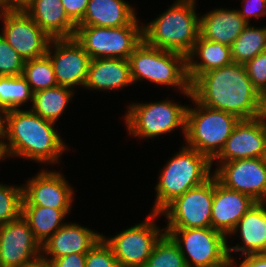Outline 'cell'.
<instances>
[{
	"label": "cell",
	"mask_w": 266,
	"mask_h": 267,
	"mask_svg": "<svg viewBox=\"0 0 266 267\" xmlns=\"http://www.w3.org/2000/svg\"><path fill=\"white\" fill-rule=\"evenodd\" d=\"M230 47L233 62L245 65L266 51V26L256 28L247 24Z\"/></svg>",
	"instance_id": "83f0119b"
},
{
	"label": "cell",
	"mask_w": 266,
	"mask_h": 267,
	"mask_svg": "<svg viewBox=\"0 0 266 267\" xmlns=\"http://www.w3.org/2000/svg\"><path fill=\"white\" fill-rule=\"evenodd\" d=\"M22 200L23 186L0 184V225L21 216Z\"/></svg>",
	"instance_id": "1f68e13d"
},
{
	"label": "cell",
	"mask_w": 266,
	"mask_h": 267,
	"mask_svg": "<svg viewBox=\"0 0 266 267\" xmlns=\"http://www.w3.org/2000/svg\"><path fill=\"white\" fill-rule=\"evenodd\" d=\"M68 17L77 25L84 17L89 0H61Z\"/></svg>",
	"instance_id": "8d00e7d4"
},
{
	"label": "cell",
	"mask_w": 266,
	"mask_h": 267,
	"mask_svg": "<svg viewBox=\"0 0 266 267\" xmlns=\"http://www.w3.org/2000/svg\"><path fill=\"white\" fill-rule=\"evenodd\" d=\"M54 126L55 123L41 118L31 109L6 111L2 136L6 157L57 164L68 146Z\"/></svg>",
	"instance_id": "7a4b0ae2"
},
{
	"label": "cell",
	"mask_w": 266,
	"mask_h": 267,
	"mask_svg": "<svg viewBox=\"0 0 266 267\" xmlns=\"http://www.w3.org/2000/svg\"><path fill=\"white\" fill-rule=\"evenodd\" d=\"M25 60L0 34V76H20Z\"/></svg>",
	"instance_id": "d6a6232c"
},
{
	"label": "cell",
	"mask_w": 266,
	"mask_h": 267,
	"mask_svg": "<svg viewBox=\"0 0 266 267\" xmlns=\"http://www.w3.org/2000/svg\"><path fill=\"white\" fill-rule=\"evenodd\" d=\"M5 112L1 107H0V137L3 136L4 133V123H5Z\"/></svg>",
	"instance_id": "b9f144b4"
},
{
	"label": "cell",
	"mask_w": 266,
	"mask_h": 267,
	"mask_svg": "<svg viewBox=\"0 0 266 267\" xmlns=\"http://www.w3.org/2000/svg\"><path fill=\"white\" fill-rule=\"evenodd\" d=\"M161 214L151 212L139 224L123 230L113 237L102 236L111 247L120 267H144L155 244L165 234L155 224Z\"/></svg>",
	"instance_id": "30bf717a"
},
{
	"label": "cell",
	"mask_w": 266,
	"mask_h": 267,
	"mask_svg": "<svg viewBox=\"0 0 266 267\" xmlns=\"http://www.w3.org/2000/svg\"><path fill=\"white\" fill-rule=\"evenodd\" d=\"M248 23L236 9L217 8L200 16V35L231 46Z\"/></svg>",
	"instance_id": "603a6c76"
},
{
	"label": "cell",
	"mask_w": 266,
	"mask_h": 267,
	"mask_svg": "<svg viewBox=\"0 0 266 267\" xmlns=\"http://www.w3.org/2000/svg\"><path fill=\"white\" fill-rule=\"evenodd\" d=\"M220 267H231V265L228 262H226L224 265H222Z\"/></svg>",
	"instance_id": "ee69618b"
},
{
	"label": "cell",
	"mask_w": 266,
	"mask_h": 267,
	"mask_svg": "<svg viewBox=\"0 0 266 267\" xmlns=\"http://www.w3.org/2000/svg\"><path fill=\"white\" fill-rule=\"evenodd\" d=\"M187 107L168 99L153 103H132L124 116L127 131L134 137L149 139L180 127L185 136Z\"/></svg>",
	"instance_id": "ba28073f"
},
{
	"label": "cell",
	"mask_w": 266,
	"mask_h": 267,
	"mask_svg": "<svg viewBox=\"0 0 266 267\" xmlns=\"http://www.w3.org/2000/svg\"><path fill=\"white\" fill-rule=\"evenodd\" d=\"M129 63L133 83L145 79L179 88L184 96L192 97L186 55L150 46L143 40L130 55Z\"/></svg>",
	"instance_id": "5b68a950"
},
{
	"label": "cell",
	"mask_w": 266,
	"mask_h": 267,
	"mask_svg": "<svg viewBox=\"0 0 266 267\" xmlns=\"http://www.w3.org/2000/svg\"><path fill=\"white\" fill-rule=\"evenodd\" d=\"M32 0H1L2 10H24Z\"/></svg>",
	"instance_id": "ab89813d"
},
{
	"label": "cell",
	"mask_w": 266,
	"mask_h": 267,
	"mask_svg": "<svg viewBox=\"0 0 266 267\" xmlns=\"http://www.w3.org/2000/svg\"><path fill=\"white\" fill-rule=\"evenodd\" d=\"M239 231V232H238ZM240 234L243 244L230 247L227 245L228 256L232 252H241L242 257L248 254L266 253V210L265 205L257 202L238 221L231 235Z\"/></svg>",
	"instance_id": "44dd1931"
},
{
	"label": "cell",
	"mask_w": 266,
	"mask_h": 267,
	"mask_svg": "<svg viewBox=\"0 0 266 267\" xmlns=\"http://www.w3.org/2000/svg\"><path fill=\"white\" fill-rule=\"evenodd\" d=\"M198 60H195V57ZM197 61V62H196ZM231 47L209 41L199 35L193 49L187 55V73L190 83L199 75L232 63Z\"/></svg>",
	"instance_id": "cb8c5ba5"
},
{
	"label": "cell",
	"mask_w": 266,
	"mask_h": 267,
	"mask_svg": "<svg viewBox=\"0 0 266 267\" xmlns=\"http://www.w3.org/2000/svg\"><path fill=\"white\" fill-rule=\"evenodd\" d=\"M195 2H173L156 19L143 25V40L150 46L187 56L200 35V16L195 12Z\"/></svg>",
	"instance_id": "3957f363"
},
{
	"label": "cell",
	"mask_w": 266,
	"mask_h": 267,
	"mask_svg": "<svg viewBox=\"0 0 266 267\" xmlns=\"http://www.w3.org/2000/svg\"><path fill=\"white\" fill-rule=\"evenodd\" d=\"M137 17L126 26H77L74 38L83 46L91 59H129L143 41V25Z\"/></svg>",
	"instance_id": "52a82bcc"
},
{
	"label": "cell",
	"mask_w": 266,
	"mask_h": 267,
	"mask_svg": "<svg viewBox=\"0 0 266 267\" xmlns=\"http://www.w3.org/2000/svg\"><path fill=\"white\" fill-rule=\"evenodd\" d=\"M190 99L196 107H187L185 144L213 160L241 119L225 111L202 105L193 97Z\"/></svg>",
	"instance_id": "8992f818"
},
{
	"label": "cell",
	"mask_w": 266,
	"mask_h": 267,
	"mask_svg": "<svg viewBox=\"0 0 266 267\" xmlns=\"http://www.w3.org/2000/svg\"><path fill=\"white\" fill-rule=\"evenodd\" d=\"M41 171V172H40ZM23 186L22 206H42L57 210H71L73 188L57 171L40 170Z\"/></svg>",
	"instance_id": "9a60e30c"
},
{
	"label": "cell",
	"mask_w": 266,
	"mask_h": 267,
	"mask_svg": "<svg viewBox=\"0 0 266 267\" xmlns=\"http://www.w3.org/2000/svg\"><path fill=\"white\" fill-rule=\"evenodd\" d=\"M164 230L179 246L187 267H220L228 260L227 237L211 227Z\"/></svg>",
	"instance_id": "9c48e42d"
},
{
	"label": "cell",
	"mask_w": 266,
	"mask_h": 267,
	"mask_svg": "<svg viewBox=\"0 0 266 267\" xmlns=\"http://www.w3.org/2000/svg\"><path fill=\"white\" fill-rule=\"evenodd\" d=\"M263 101H264V104H265V107H266V93L263 95Z\"/></svg>",
	"instance_id": "f6af8a7d"
},
{
	"label": "cell",
	"mask_w": 266,
	"mask_h": 267,
	"mask_svg": "<svg viewBox=\"0 0 266 267\" xmlns=\"http://www.w3.org/2000/svg\"><path fill=\"white\" fill-rule=\"evenodd\" d=\"M245 259L238 265V267H266V253H255L244 255ZM227 262L231 267H235L233 256H228ZM235 265V266H234Z\"/></svg>",
	"instance_id": "f35d334b"
},
{
	"label": "cell",
	"mask_w": 266,
	"mask_h": 267,
	"mask_svg": "<svg viewBox=\"0 0 266 267\" xmlns=\"http://www.w3.org/2000/svg\"><path fill=\"white\" fill-rule=\"evenodd\" d=\"M132 83L129 59L97 58L90 61L84 88L115 91Z\"/></svg>",
	"instance_id": "7402d4cb"
},
{
	"label": "cell",
	"mask_w": 266,
	"mask_h": 267,
	"mask_svg": "<svg viewBox=\"0 0 266 267\" xmlns=\"http://www.w3.org/2000/svg\"><path fill=\"white\" fill-rule=\"evenodd\" d=\"M245 67L253 86L263 96L266 93V51L248 61Z\"/></svg>",
	"instance_id": "e575fe53"
},
{
	"label": "cell",
	"mask_w": 266,
	"mask_h": 267,
	"mask_svg": "<svg viewBox=\"0 0 266 267\" xmlns=\"http://www.w3.org/2000/svg\"><path fill=\"white\" fill-rule=\"evenodd\" d=\"M50 260L53 267H85L86 254L74 253Z\"/></svg>",
	"instance_id": "74e56055"
},
{
	"label": "cell",
	"mask_w": 266,
	"mask_h": 267,
	"mask_svg": "<svg viewBox=\"0 0 266 267\" xmlns=\"http://www.w3.org/2000/svg\"><path fill=\"white\" fill-rule=\"evenodd\" d=\"M41 254L42 244L22 216L0 225L1 267H22Z\"/></svg>",
	"instance_id": "2e32d148"
},
{
	"label": "cell",
	"mask_w": 266,
	"mask_h": 267,
	"mask_svg": "<svg viewBox=\"0 0 266 267\" xmlns=\"http://www.w3.org/2000/svg\"><path fill=\"white\" fill-rule=\"evenodd\" d=\"M242 3L243 8L238 12L248 24L252 16L257 19L266 15V0H242Z\"/></svg>",
	"instance_id": "d590c367"
},
{
	"label": "cell",
	"mask_w": 266,
	"mask_h": 267,
	"mask_svg": "<svg viewBox=\"0 0 266 267\" xmlns=\"http://www.w3.org/2000/svg\"><path fill=\"white\" fill-rule=\"evenodd\" d=\"M74 90L57 85L33 93L31 110L41 118L56 123L74 95Z\"/></svg>",
	"instance_id": "4316f807"
},
{
	"label": "cell",
	"mask_w": 266,
	"mask_h": 267,
	"mask_svg": "<svg viewBox=\"0 0 266 267\" xmlns=\"http://www.w3.org/2000/svg\"><path fill=\"white\" fill-rule=\"evenodd\" d=\"M136 18L135 8L124 0H89L77 26L121 27Z\"/></svg>",
	"instance_id": "d4e9b609"
},
{
	"label": "cell",
	"mask_w": 266,
	"mask_h": 267,
	"mask_svg": "<svg viewBox=\"0 0 266 267\" xmlns=\"http://www.w3.org/2000/svg\"><path fill=\"white\" fill-rule=\"evenodd\" d=\"M102 236L77 223H65L42 243V255L55 259L74 253L86 254Z\"/></svg>",
	"instance_id": "d6986e66"
},
{
	"label": "cell",
	"mask_w": 266,
	"mask_h": 267,
	"mask_svg": "<svg viewBox=\"0 0 266 267\" xmlns=\"http://www.w3.org/2000/svg\"><path fill=\"white\" fill-rule=\"evenodd\" d=\"M85 267H120L111 247L101 238L87 253Z\"/></svg>",
	"instance_id": "836d02e7"
},
{
	"label": "cell",
	"mask_w": 266,
	"mask_h": 267,
	"mask_svg": "<svg viewBox=\"0 0 266 267\" xmlns=\"http://www.w3.org/2000/svg\"><path fill=\"white\" fill-rule=\"evenodd\" d=\"M256 203L250 196L225 187L214 176L211 228L228 237L242 216Z\"/></svg>",
	"instance_id": "ac0fdd59"
},
{
	"label": "cell",
	"mask_w": 266,
	"mask_h": 267,
	"mask_svg": "<svg viewBox=\"0 0 266 267\" xmlns=\"http://www.w3.org/2000/svg\"><path fill=\"white\" fill-rule=\"evenodd\" d=\"M0 18L3 20L0 34L25 61L47 54L52 39L24 10L0 9Z\"/></svg>",
	"instance_id": "7c38bea8"
},
{
	"label": "cell",
	"mask_w": 266,
	"mask_h": 267,
	"mask_svg": "<svg viewBox=\"0 0 266 267\" xmlns=\"http://www.w3.org/2000/svg\"><path fill=\"white\" fill-rule=\"evenodd\" d=\"M144 267H187L179 246L164 234L155 244Z\"/></svg>",
	"instance_id": "4dcf8cb0"
},
{
	"label": "cell",
	"mask_w": 266,
	"mask_h": 267,
	"mask_svg": "<svg viewBox=\"0 0 266 267\" xmlns=\"http://www.w3.org/2000/svg\"><path fill=\"white\" fill-rule=\"evenodd\" d=\"M191 94L200 104L241 120L266 114L263 96L253 86L244 64L232 62L199 75L191 83Z\"/></svg>",
	"instance_id": "6da1fadb"
},
{
	"label": "cell",
	"mask_w": 266,
	"mask_h": 267,
	"mask_svg": "<svg viewBox=\"0 0 266 267\" xmlns=\"http://www.w3.org/2000/svg\"><path fill=\"white\" fill-rule=\"evenodd\" d=\"M246 158H266V114L240 120L212 161L223 163Z\"/></svg>",
	"instance_id": "e0dca14e"
},
{
	"label": "cell",
	"mask_w": 266,
	"mask_h": 267,
	"mask_svg": "<svg viewBox=\"0 0 266 267\" xmlns=\"http://www.w3.org/2000/svg\"><path fill=\"white\" fill-rule=\"evenodd\" d=\"M22 267H53L52 261L42 254L33 260L27 262Z\"/></svg>",
	"instance_id": "60d3db41"
},
{
	"label": "cell",
	"mask_w": 266,
	"mask_h": 267,
	"mask_svg": "<svg viewBox=\"0 0 266 267\" xmlns=\"http://www.w3.org/2000/svg\"><path fill=\"white\" fill-rule=\"evenodd\" d=\"M47 55L51 60L58 85L72 89L76 86L84 88L91 58L74 37L52 39Z\"/></svg>",
	"instance_id": "5bb4252c"
},
{
	"label": "cell",
	"mask_w": 266,
	"mask_h": 267,
	"mask_svg": "<svg viewBox=\"0 0 266 267\" xmlns=\"http://www.w3.org/2000/svg\"><path fill=\"white\" fill-rule=\"evenodd\" d=\"M24 11L51 38H73L77 25L68 17L61 0H32Z\"/></svg>",
	"instance_id": "ffe728a7"
},
{
	"label": "cell",
	"mask_w": 266,
	"mask_h": 267,
	"mask_svg": "<svg viewBox=\"0 0 266 267\" xmlns=\"http://www.w3.org/2000/svg\"><path fill=\"white\" fill-rule=\"evenodd\" d=\"M263 205H265V210H266V200L261 202Z\"/></svg>",
	"instance_id": "bcb514c9"
},
{
	"label": "cell",
	"mask_w": 266,
	"mask_h": 267,
	"mask_svg": "<svg viewBox=\"0 0 266 267\" xmlns=\"http://www.w3.org/2000/svg\"><path fill=\"white\" fill-rule=\"evenodd\" d=\"M218 164L213 175L222 185L246 194L256 202L266 200V158H246Z\"/></svg>",
	"instance_id": "4fadbf2b"
},
{
	"label": "cell",
	"mask_w": 266,
	"mask_h": 267,
	"mask_svg": "<svg viewBox=\"0 0 266 267\" xmlns=\"http://www.w3.org/2000/svg\"><path fill=\"white\" fill-rule=\"evenodd\" d=\"M71 210H57L42 206H22L21 216L28 222L35 237L42 244L65 223Z\"/></svg>",
	"instance_id": "484cf974"
},
{
	"label": "cell",
	"mask_w": 266,
	"mask_h": 267,
	"mask_svg": "<svg viewBox=\"0 0 266 267\" xmlns=\"http://www.w3.org/2000/svg\"><path fill=\"white\" fill-rule=\"evenodd\" d=\"M213 161L205 154L188 146H182L162 169L155 187V205L151 212L160 213L176 197L197 187L213 175Z\"/></svg>",
	"instance_id": "277c9868"
},
{
	"label": "cell",
	"mask_w": 266,
	"mask_h": 267,
	"mask_svg": "<svg viewBox=\"0 0 266 267\" xmlns=\"http://www.w3.org/2000/svg\"><path fill=\"white\" fill-rule=\"evenodd\" d=\"M0 161L4 158L6 159V154H5V150H4V144H3V139L2 137H0Z\"/></svg>",
	"instance_id": "7bdbcfd3"
},
{
	"label": "cell",
	"mask_w": 266,
	"mask_h": 267,
	"mask_svg": "<svg viewBox=\"0 0 266 267\" xmlns=\"http://www.w3.org/2000/svg\"><path fill=\"white\" fill-rule=\"evenodd\" d=\"M22 76L30 85L33 93L58 85L51 60L47 54L25 61Z\"/></svg>",
	"instance_id": "f546056e"
},
{
	"label": "cell",
	"mask_w": 266,
	"mask_h": 267,
	"mask_svg": "<svg viewBox=\"0 0 266 267\" xmlns=\"http://www.w3.org/2000/svg\"><path fill=\"white\" fill-rule=\"evenodd\" d=\"M27 101L33 103V92L20 76H0V107L4 111L20 109Z\"/></svg>",
	"instance_id": "f1b7e54d"
},
{
	"label": "cell",
	"mask_w": 266,
	"mask_h": 267,
	"mask_svg": "<svg viewBox=\"0 0 266 267\" xmlns=\"http://www.w3.org/2000/svg\"><path fill=\"white\" fill-rule=\"evenodd\" d=\"M213 197L214 175L205 183L176 197L160 212L168 223L164 229L211 227Z\"/></svg>",
	"instance_id": "8fae6325"
}]
</instances>
